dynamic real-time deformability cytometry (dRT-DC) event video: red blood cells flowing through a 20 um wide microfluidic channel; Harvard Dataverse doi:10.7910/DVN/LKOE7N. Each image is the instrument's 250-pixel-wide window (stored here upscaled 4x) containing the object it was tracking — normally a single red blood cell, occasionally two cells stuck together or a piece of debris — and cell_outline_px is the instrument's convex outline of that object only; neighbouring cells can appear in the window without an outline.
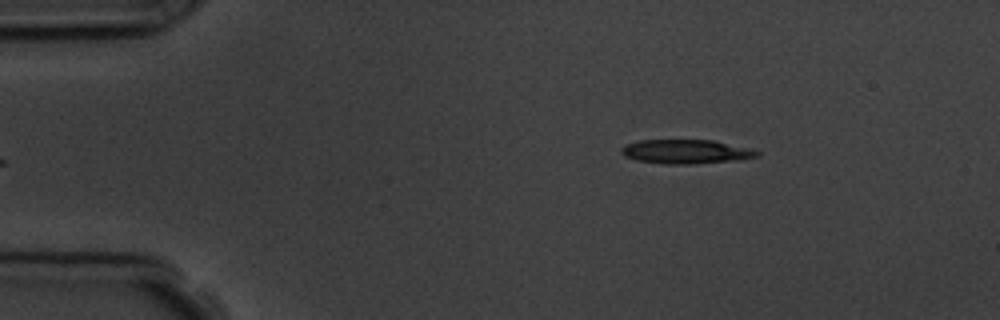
{"species": "common noctule bat (a hibernating species)", "species_latin": "Nyctalus noctula", "temperature_condition": "room temperature", "stored_images_in_passage": 3, "camera_frame_rate_fps": 3000, "um_per_image_px": 0.085, "animal": {"sex": "male", "body_mass_g": 19.5, "forearm_length_mm": 54.6}, "frame": {"image": 1, "passage_image": 3, "time_ms": 2.333, "image_size_px": [1000, 320], "cell_outline_px": [[760, 156], [736, 160], [692, 164], [664, 164], [636, 160], [624, 156], [620, 152], [620, 148], [624, 144], [640, 140], [712, 140], [760, 152]], "centroid_in_image_um": [58.21, 12.89], "position_along_channel_um": 26.8, "area_um2": 18.9}}